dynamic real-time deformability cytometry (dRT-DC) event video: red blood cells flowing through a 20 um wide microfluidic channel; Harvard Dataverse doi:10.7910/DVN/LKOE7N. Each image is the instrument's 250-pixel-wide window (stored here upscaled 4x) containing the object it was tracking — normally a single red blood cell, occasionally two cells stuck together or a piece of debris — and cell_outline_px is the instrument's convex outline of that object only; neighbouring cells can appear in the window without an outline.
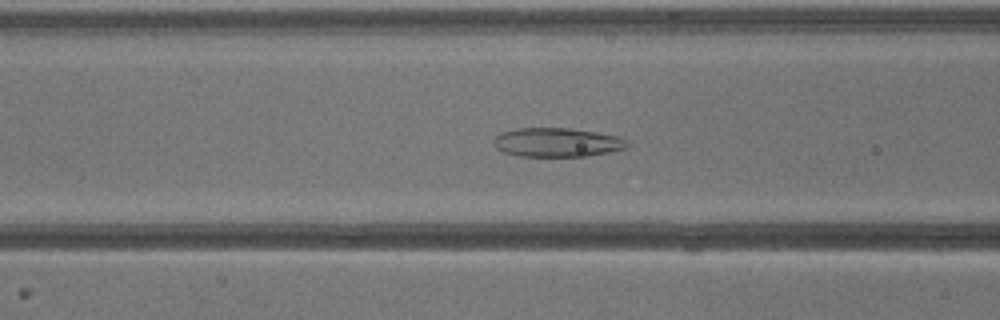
{"species": "common noctule bat (a hibernating species)", "species_latin": "Nyctalus noctula", "temperature_condition": "warm", "stored_images_in_passage": 41, "segment_of_instrument_passage": [1, 2], "camera_frame_rate_fps": 3000, "um_per_image_px": 0.085, "animal": {"sex": "male", "body_mass_g": 13.3}, "frame": {"image": 1, "passage_image": 16, "time_ms": 5.0, "image_size_px": [1000, 320], "cell_outline_px": [[628, 148], [588, 156], [516, 156], [504, 152], [496, 148], [492, 140], [500, 132], [516, 128], [572, 128], [620, 136], [628, 140]], "centroid_in_image_um": [47.35, 12.09], "position_along_channel_um": 119.2, "area_um2": 22.83}}
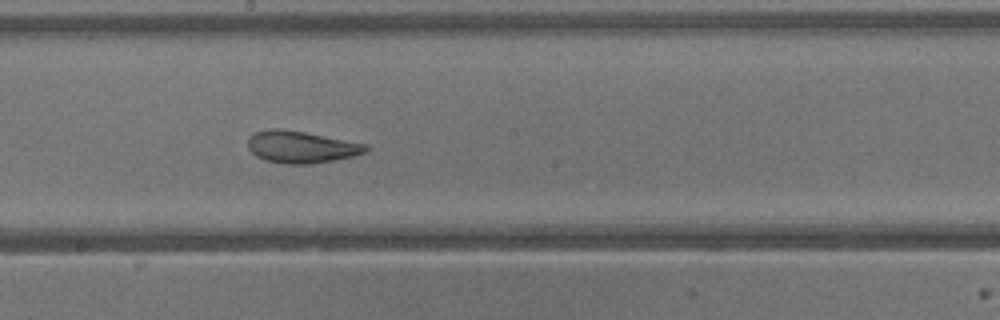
{"frame": {"image": 2, "passage_image": 22, "time_ms": 7.0, "image_size_px": [1000, 320], "cell_outline_px": [[368, 148], [364, 152], [352, 156], [312, 164], [284, 164], [264, 160], [256, 156], [248, 148], [248, 136], [256, 132], [268, 128], [280, 128], [304, 132], [368, 144]], "centroid_in_image_um": [25.55, 12.49], "position_along_channel_um": 222.7, "area_um2": 21.96}}
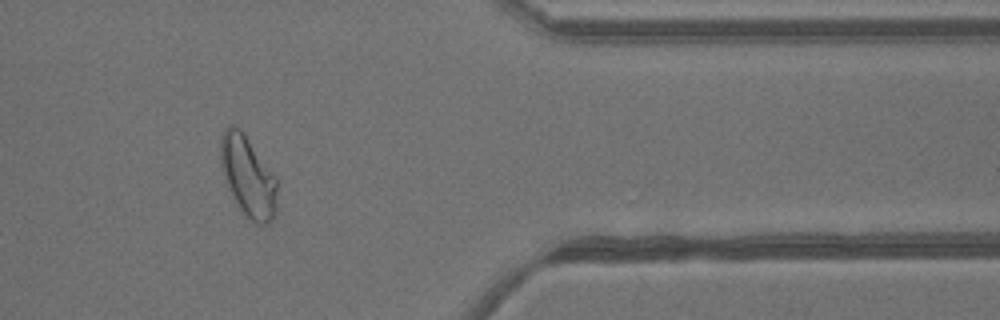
{"frame": {"image": 3, "passage_image": 33, "time_ms": 10.667, "image_size_px": [1000, 320], "cell_outline_px": [[276, 212], [272, 220], [268, 224], [256, 224], [244, 216], [232, 196], [224, 176], [220, 164], [220, 140], [224, 128], [232, 124], [240, 128], [276, 176]], "centroid_in_image_um": [21.07, 15.0], "position_along_channel_um": 390.3, "area_um2": 26.7}}